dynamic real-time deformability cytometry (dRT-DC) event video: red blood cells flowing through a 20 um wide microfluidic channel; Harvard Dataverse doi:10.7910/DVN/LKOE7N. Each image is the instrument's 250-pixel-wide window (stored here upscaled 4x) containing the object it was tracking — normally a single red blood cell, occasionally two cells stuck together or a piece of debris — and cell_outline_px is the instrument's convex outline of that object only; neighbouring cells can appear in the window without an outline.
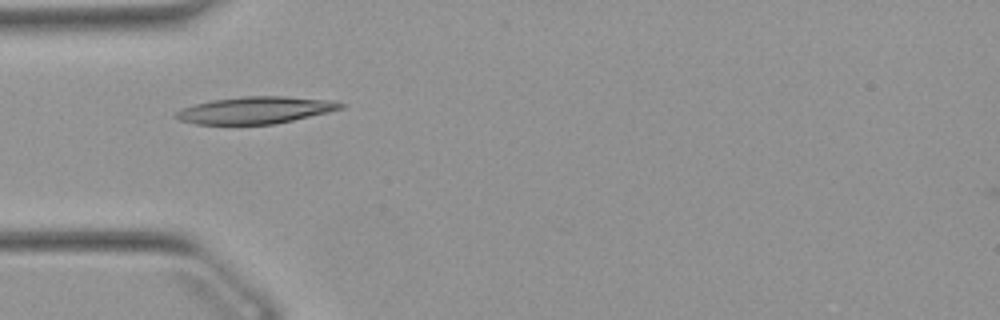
{"species": "Egyptian fruit bat (a non-hibernating species)", "species_latin": "Rousettus aegyptiacus", "temperature_condition": "warm", "stored_images_in_passage": 6, "camera_frame_rate_fps": 3000, "um_per_image_px": 0.085, "animal": {"sex": "female"}, "frame": {"image": 1, "passage_image": 3, "time_ms": 0.667, "image_size_px": [1000, 320], "cell_outline_px": [[344, 108], [328, 112], [292, 120], [272, 124], [196, 124], [180, 120], [172, 116], [180, 108], [212, 100], [244, 96], [284, 96], [328, 100], [344, 104]], "centroid_in_image_um": [21.66, 9.36], "position_along_channel_um": 63.3, "area_um2": 25.66}}